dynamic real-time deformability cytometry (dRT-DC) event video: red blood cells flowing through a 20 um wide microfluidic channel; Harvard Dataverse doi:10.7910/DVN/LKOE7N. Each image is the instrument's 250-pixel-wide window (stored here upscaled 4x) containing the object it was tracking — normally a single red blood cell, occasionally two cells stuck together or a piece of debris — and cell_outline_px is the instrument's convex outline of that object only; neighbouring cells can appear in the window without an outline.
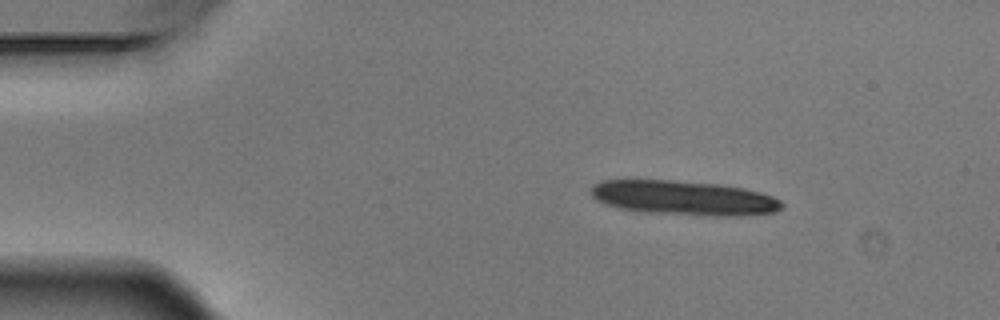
{"species": "Egyptian fruit bat (a non-hibernating species)", "species_latin": "Rousettus aegyptiacus", "temperature_condition": "warm", "stored_images_in_passage": 4, "segment_of_instrument_passage": [1, 2], "camera_frame_rate_fps": 3000, "um_per_image_px": 0.085, "animal": {"sex": "male"}, "frame": {"image": 1, "passage_image": 1, "time_ms": 0.0, "image_size_px": [1000, 320], "cell_outline_px": [[784, 204], [776, 212], [736, 216], [716, 216], [640, 212], [620, 208], [604, 204], [596, 200], [592, 196], [592, 188], [600, 180], [672, 180], [716, 184], [744, 188], [760, 192], [772, 196], [780, 200]], "centroid_in_image_um": [58.12, 16.83], "position_along_channel_um": 26.9, "area_um2": 38.32}}